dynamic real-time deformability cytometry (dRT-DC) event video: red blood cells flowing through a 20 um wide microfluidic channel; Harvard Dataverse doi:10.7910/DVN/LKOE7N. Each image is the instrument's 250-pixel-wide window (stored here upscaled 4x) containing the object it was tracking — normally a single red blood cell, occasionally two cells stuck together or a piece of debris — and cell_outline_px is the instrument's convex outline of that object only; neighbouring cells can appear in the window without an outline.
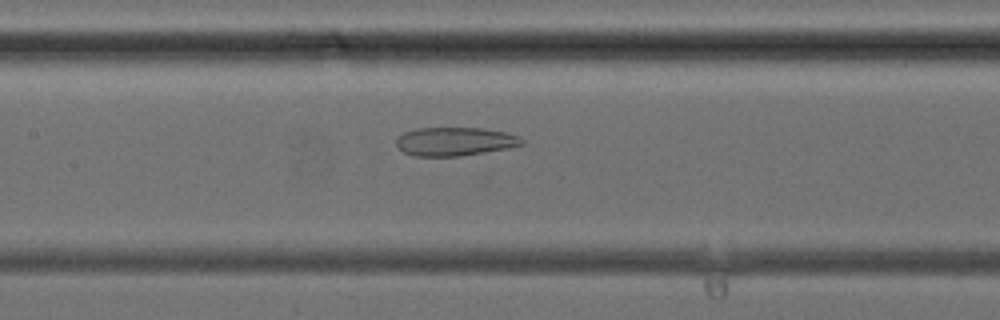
{"species": "common noctule bat (a hibernating species)", "species_latin": "Nyctalus noctula", "temperature_condition": "cold", "stored_images_in_passage": 26, "camera_frame_rate_fps": 3000, "um_per_image_px": 0.085, "animal": {"sex": "female", "body_mass_g": 24.6, "forearm_length_mm": 56.2}, "frame": {"image": 1, "passage_image": 7, "time_ms": 2.0, "image_size_px": [1000, 320], "cell_outline_px": [[524, 144], [508, 148], [460, 156], [416, 156], [404, 152], [396, 144], [396, 136], [404, 132], [416, 128], [484, 128], [504, 132], [516, 136], [524, 140]], "centroid_in_image_um": [38.63, 12.02], "position_along_channel_um": 168.8, "area_um2": 20.81}}
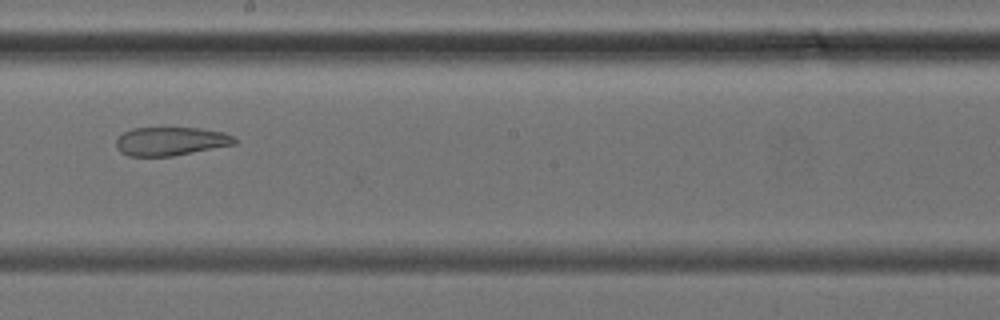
{"frame": {"image": 2, "passage_image": 11, "time_ms": 3.333, "image_size_px": [1000, 320], "cell_outline_px": [[236, 144], [172, 156], [128, 156], [120, 152], [116, 148], [116, 140], [124, 132], [132, 128], [200, 128], [224, 132], [232, 136], [236, 140]], "centroid_in_image_um": [14.49, 12.01], "position_along_channel_um": 233.7, "area_um2": 19.65}}
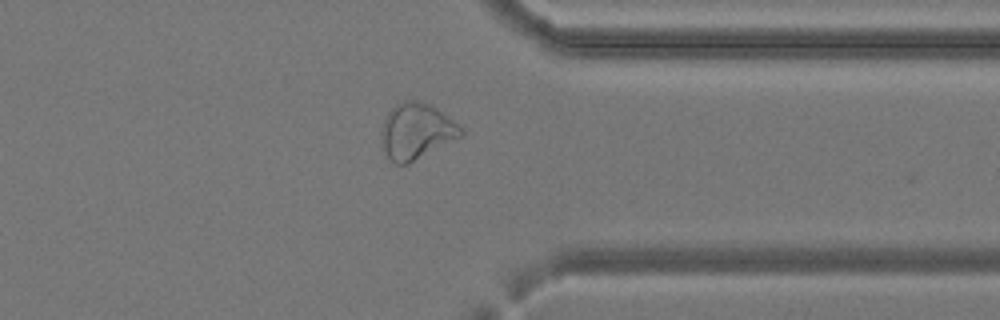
{"frame": {"image": 3, "passage_image": 20, "time_ms": 6.333, "image_size_px": [1000, 320], "cell_outline_px": [[464, 136], [408, 164], [396, 164], [384, 152], [380, 136], [380, 132], [384, 116], [396, 104], [408, 100], [416, 100], [428, 104], [436, 108], [464, 128]], "centroid_in_image_um": [35.4, 11.16], "position_along_channel_um": 376.0, "area_um2": 26.18}}